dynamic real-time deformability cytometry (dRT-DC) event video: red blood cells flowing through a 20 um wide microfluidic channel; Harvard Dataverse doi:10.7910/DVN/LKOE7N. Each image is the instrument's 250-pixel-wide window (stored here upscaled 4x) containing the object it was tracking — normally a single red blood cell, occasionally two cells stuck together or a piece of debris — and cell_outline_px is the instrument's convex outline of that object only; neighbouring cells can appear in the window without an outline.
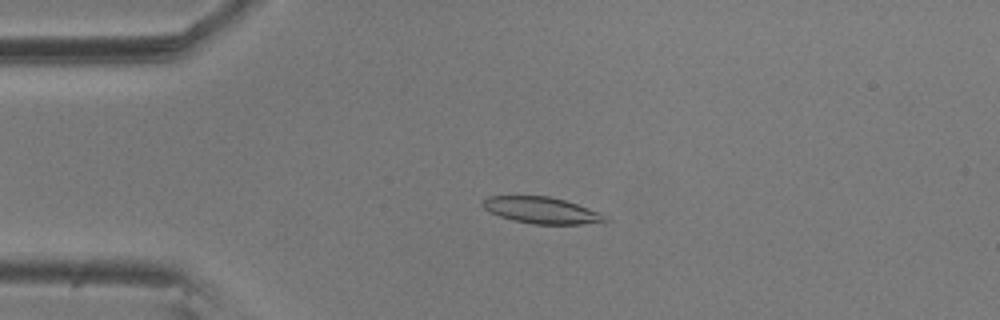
{"species": "common noctule bat (a hibernating species)", "species_latin": "Nyctalus noctula", "temperature_condition": "room temperature", "stored_images_in_passage": 49, "camera_frame_rate_fps": 3000, "um_per_image_px": 0.085, "animal": {"sex": "male", "body_mass_g": 20.5, "forearm_length_mm": 52.5}, "frame": {"image": 1, "passage_image": 12, "time_ms": 3.667, "image_size_px": [1000, 320], "cell_outline_px": [[612, 220], [604, 224], [532, 224], [512, 220], [488, 212], [484, 208], [484, 200], [488, 196], [548, 196], [564, 200], [600, 212], [608, 216]], "centroid_in_image_um": [46.14, 17.9], "position_along_channel_um": 38.9, "area_um2": 19.13}}
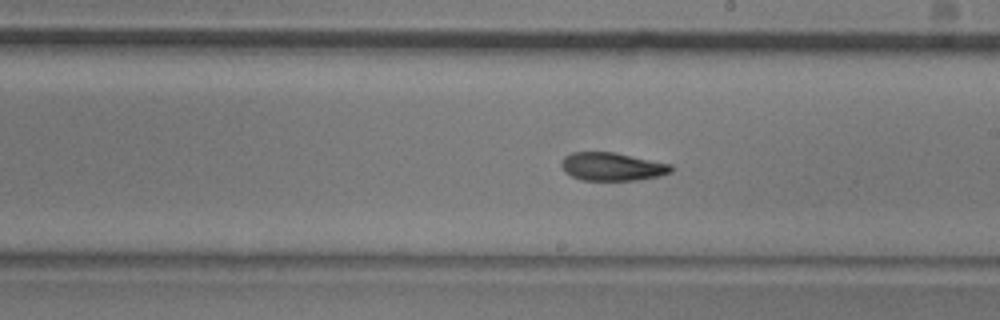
{"frame": {"image": 2, "passage_image": 31, "time_ms": 10.0, "image_size_px": [1000, 320], "cell_outline_px": [[672, 172], [660, 176], [640, 180], [580, 180], [564, 172], [560, 164], [564, 156], [572, 152], [616, 152], [672, 164]], "centroid_in_image_um": [52.04, 14.16], "position_along_channel_um": 237.0, "area_um2": 18.26}}
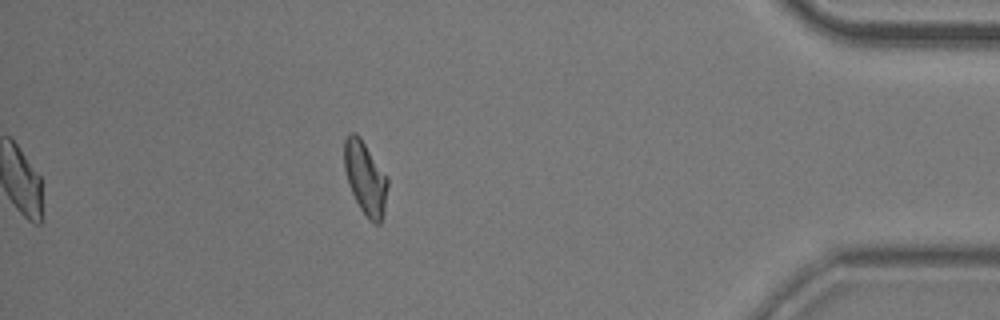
{"frame": {"image": 3, "passage_image": 49, "time_ms": 16.0, "image_size_px": [1000, 320], "cell_outline_px": [[388, 184], [384, 212], [380, 224], [372, 224], [368, 220], [360, 208], [348, 184], [344, 168], [344, 140], [348, 132], [356, 132], [360, 136], [388, 176]], "centroid_in_image_um": [31.05, 15.11], "position_along_channel_um": 404.1, "area_um2": 18.84}, "authors_computed_cell_mechanics": {"area_um2": 18.7272, "velocity_mm_per_s": 3.5539, "shape_relaxation_time_tau1_ms": 7.3641, "shape_relaxation_time_tau2_ms": 3.621, "deformation_change_tau1": 0.1811, "deformation_change_tau2": 0.1048}}